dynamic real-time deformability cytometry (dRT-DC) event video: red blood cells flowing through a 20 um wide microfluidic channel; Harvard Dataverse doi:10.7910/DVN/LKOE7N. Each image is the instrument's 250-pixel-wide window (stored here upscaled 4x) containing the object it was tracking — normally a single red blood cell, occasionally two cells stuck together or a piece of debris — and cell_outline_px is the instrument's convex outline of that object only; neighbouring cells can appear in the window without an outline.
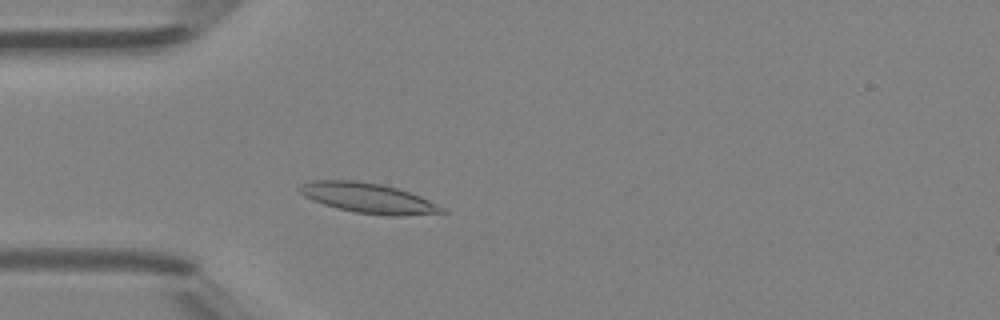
{"species": "Egyptian fruit bat (a non-hibernating species)", "species_latin": "Rousettus aegyptiacus", "temperature_condition": "room temperature", "stored_images_in_passage": 33, "camera_frame_rate_fps": 3000, "um_per_image_px": 0.085, "animal": {"sex": "female"}, "frame": {"image": 1, "passage_image": 9, "time_ms": 2.667, "image_size_px": [1000, 320], "cell_outline_px": [[448, 212], [396, 216], [388, 216], [356, 212], [336, 208], [312, 200], [304, 196], [296, 188], [300, 184], [312, 180], [356, 180], [380, 184], [396, 188], [420, 196], [444, 208]], "centroid_in_image_um": [31.24, 16.83], "position_along_channel_um": 53.8, "area_um2": 24.8}}
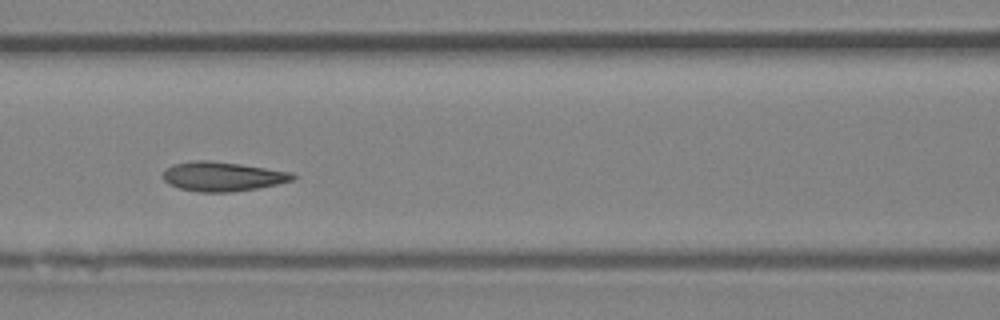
{"frame": {"image": 2, "passage_image": 16, "time_ms": 5.0, "image_size_px": [1000, 320], "cell_outline_px": [[296, 176], [292, 180], [276, 184], [256, 188], [232, 192], [196, 192], [180, 188], [168, 184], [164, 180], [164, 172], [172, 164], [192, 160], [208, 160], [240, 164], [292, 172]], "centroid_in_image_um": [18.89, 15.0], "position_along_channel_um": 147.7, "area_um2": 22.08}}
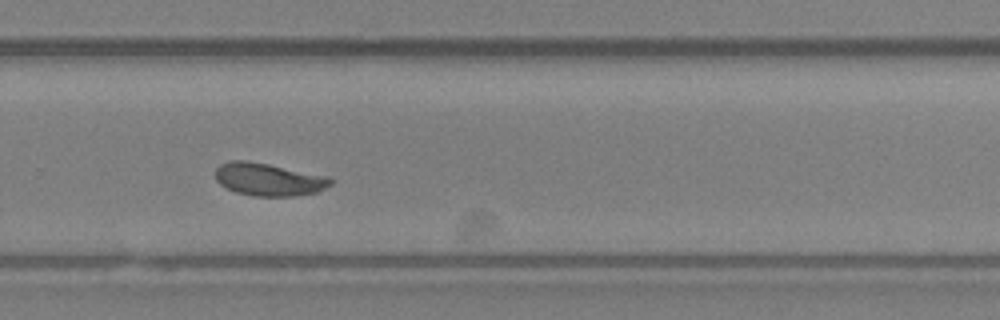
{"frame": {"image": 3, "passage_image": 27, "time_ms": 8.667, "image_size_px": [1000, 320], "cell_outline_px": [[332, 184], [316, 192], [296, 196], [252, 196], [236, 192], [220, 184], [216, 180], [216, 168], [220, 164], [232, 160], [248, 160], [328, 176], [332, 180]], "centroid_in_image_um": [22.82, 15.25], "position_along_channel_um": 307.0, "area_um2": 21.91}, "authors_computed_cell_mechanics": {"area_um2": 22.1952, "velocity_mm_per_s": 4.3523, "shape_relaxation_time_tau1_ms": 3.1541, "shape_relaxation_time_tau2_ms": 0.9563, "deformation_change_tau1": 0.138, "deformation_change_tau2": 0.0529}}